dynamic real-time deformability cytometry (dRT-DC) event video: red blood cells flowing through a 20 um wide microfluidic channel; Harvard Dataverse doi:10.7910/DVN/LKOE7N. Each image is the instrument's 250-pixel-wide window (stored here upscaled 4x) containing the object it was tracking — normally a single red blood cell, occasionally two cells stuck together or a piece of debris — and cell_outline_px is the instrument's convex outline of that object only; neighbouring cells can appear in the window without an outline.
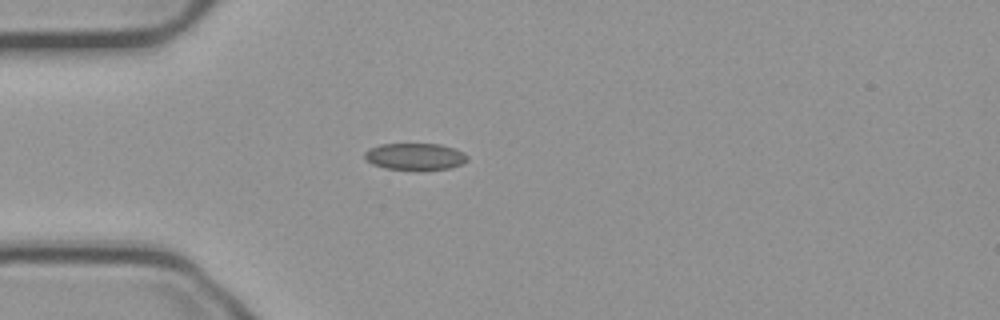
{"species": "common noctule bat (a hibernating species)", "species_latin": "Nyctalus noctula", "temperature_condition": "cold", "stored_images_in_passage": 41, "camera_frame_rate_fps": 3000, "um_per_image_px": 0.085, "animal": {"sex": "male", "body_mass_g": 23.1, "forearm_length_mm": 52.7}, "frame": {"image": 1, "passage_image": 1, "time_ms": 0.0, "image_size_px": [1000, 320], "cell_outline_px": [[468, 160], [464, 164], [448, 168], [384, 168], [372, 164], [364, 156], [364, 152], [380, 144], [440, 144], [464, 152], [468, 156]], "centroid_in_image_um": [35.31, 13.28], "position_along_channel_um": 49.7, "area_um2": 15.55}}
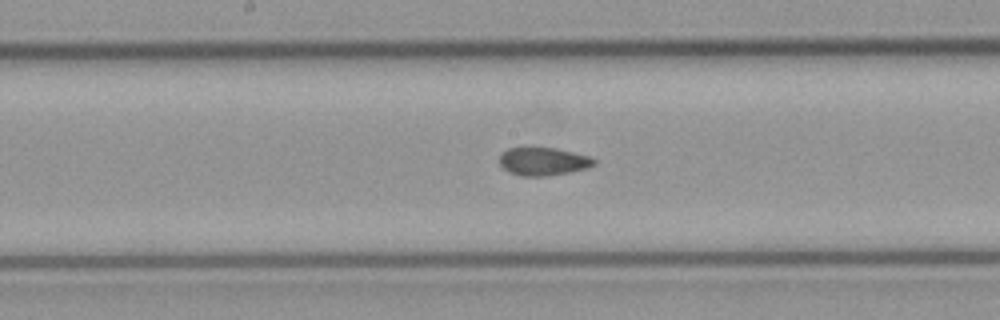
{"frame": {"image": 2, "passage_image": 14, "time_ms": 4.333, "image_size_px": [1000, 320], "cell_outline_px": [[596, 164], [588, 168], [548, 176], [520, 176], [508, 172], [500, 164], [500, 152], [508, 148], [556, 148], [588, 156], [596, 160]], "centroid_in_image_um": [46.16, 13.73], "position_along_channel_um": 202.0, "area_um2": 15.43}}
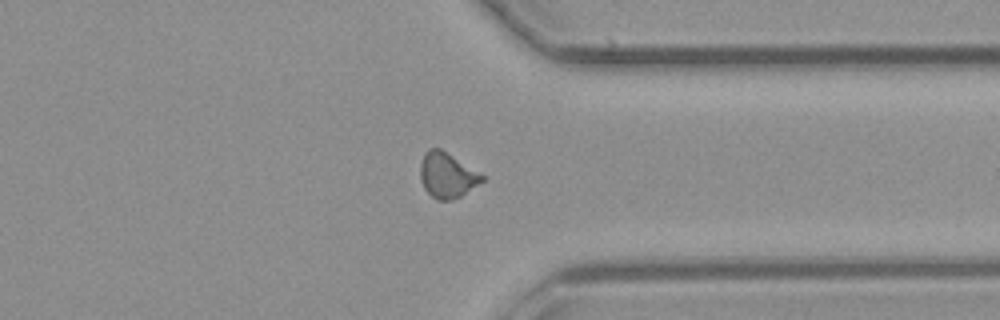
{"frame": {"image": 3, "passage_image": 28, "time_ms": 9.0, "image_size_px": [1000, 320], "cell_outline_px": [[484, 180], [460, 196], [452, 200], [436, 200], [424, 188], [420, 180], [420, 164], [424, 152], [428, 148], [440, 148], [484, 176]], "centroid_in_image_um": [37.95, 14.89], "position_along_channel_um": 373.4, "area_um2": 16.07}, "authors_computed_cell_mechanics": {"area_um2": 15.895, "velocity_mm_per_s": 3.7498, "shape_relaxation_time_tau1_ms": null, "shape_relaxation_time_tau2_ms": 2.2964, "deformation_change_tau1": null, "deformation_change_tau2": 0.0702}}